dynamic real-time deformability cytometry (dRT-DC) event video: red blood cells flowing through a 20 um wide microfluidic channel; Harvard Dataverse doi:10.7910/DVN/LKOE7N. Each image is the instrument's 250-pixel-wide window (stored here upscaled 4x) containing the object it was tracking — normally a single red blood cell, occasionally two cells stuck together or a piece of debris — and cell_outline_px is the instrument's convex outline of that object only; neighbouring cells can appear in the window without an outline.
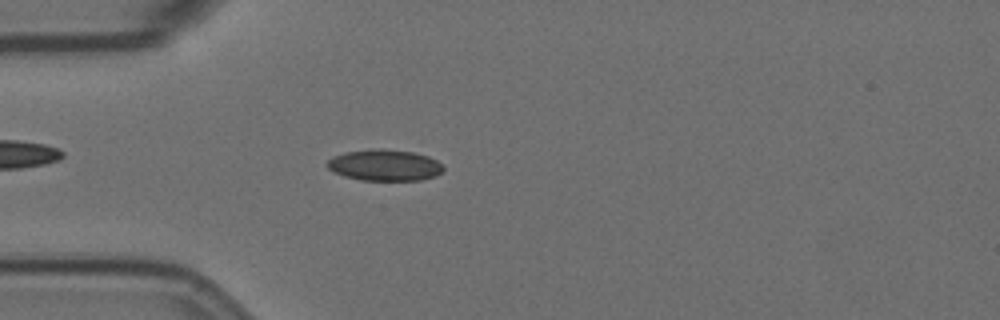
{"species": "Egyptian fruit bat (a non-hibernating species)", "species_latin": "Rousettus aegyptiacus", "temperature_condition": "room temperature", "stored_images_in_passage": 56, "camera_frame_rate_fps": 3000, "um_per_image_px": 0.085, "animal": {"sex": "female"}, "frame": {"image": 1, "passage_image": 15, "time_ms": 4.667, "image_size_px": [1000, 320], "cell_outline_px": [[444, 172], [420, 180], [360, 180], [344, 176], [332, 172], [324, 164], [328, 160], [344, 152], [372, 148], [384, 148], [412, 152], [428, 156], [436, 160], [444, 168]], "centroid_in_image_um": [32.66, 14.03], "position_along_channel_um": 52.3, "area_um2": 21.27}}
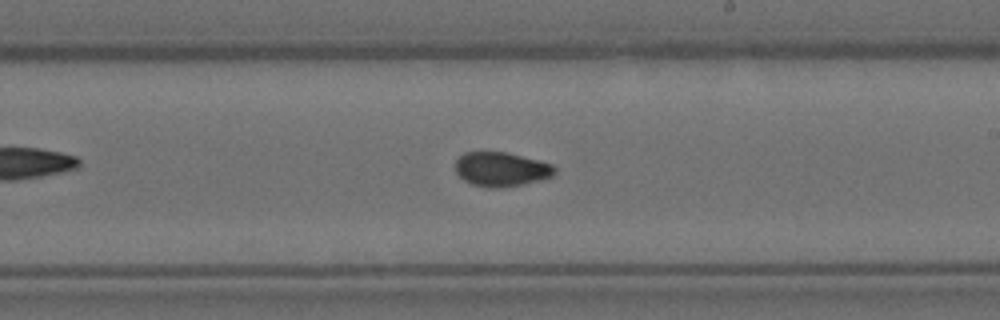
{"frame": {"image": 2, "passage_image": 32, "time_ms": 10.333, "image_size_px": [1000, 320], "cell_outline_px": [[556, 172], [552, 176], [540, 180], [524, 184], [496, 188], [488, 188], [472, 184], [464, 180], [456, 172], [456, 160], [464, 152], [508, 152], [540, 160], [552, 164], [556, 168]], "centroid_in_image_um": [42.63, 14.38], "position_along_channel_um": 246.4, "area_um2": 19.94}}
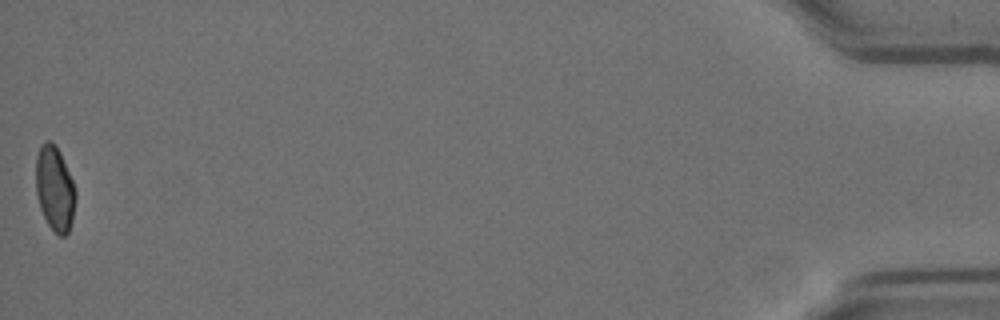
{"frame": {"image": 3, "passage_image": 56, "time_ms": 18.333, "image_size_px": [1000, 320], "cell_outline_px": [[76, 196], [72, 220], [68, 232], [64, 236], [60, 236], [48, 224], [40, 208], [36, 196], [36, 156], [40, 144], [44, 140], [52, 140], [56, 144], [60, 152], [72, 180], [76, 192]], "centroid_in_image_um": [4.64, 15.97], "position_along_channel_um": 430.6, "area_um2": 19.71}, "authors_computed_cell_mechanics": {"area_um2": 20.1722, "velocity_mm_per_s": 3.556, "shape_relaxation_time_tau1_ms": 8.3718, "shape_relaxation_time_tau2_ms": 2.0481, "deformation_change_tau1": 0.1673, "deformation_change_tau2": 0.0472}}